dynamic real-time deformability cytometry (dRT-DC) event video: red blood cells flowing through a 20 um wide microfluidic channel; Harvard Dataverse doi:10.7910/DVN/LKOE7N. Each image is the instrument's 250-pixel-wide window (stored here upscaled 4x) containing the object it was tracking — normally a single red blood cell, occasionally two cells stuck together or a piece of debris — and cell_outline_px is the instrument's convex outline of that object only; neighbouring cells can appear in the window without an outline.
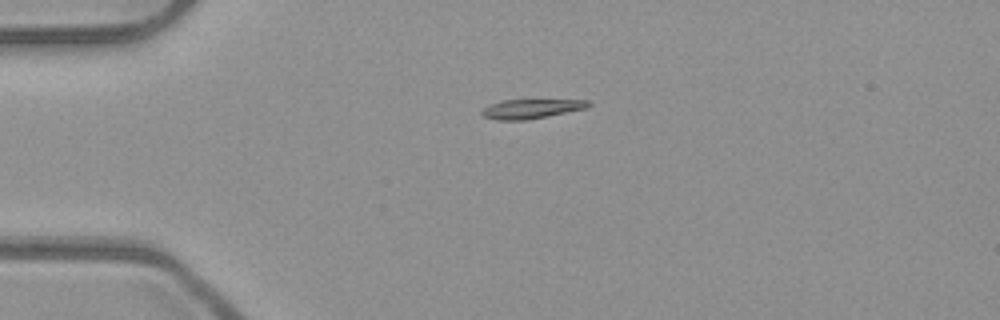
{"species": "common noctule bat (a hibernating species)", "species_latin": "Nyctalus noctula", "temperature_condition": "room temperature", "stored_images_in_passage": 2, "camera_frame_rate_fps": 3000, "um_per_image_px": 0.085, "animal": {"sex": "male", "body_mass_g": 23.1, "forearm_length_mm": 52.7}, "frame": {"image": 1, "passage_image": 1, "time_ms": 0.0, "image_size_px": [1000, 320], "cell_outline_px": [[592, 104], [588, 108], [548, 116], [524, 120], [500, 120], [484, 116], [480, 112], [484, 108], [492, 104], [504, 100], [588, 100]], "centroid_in_image_um": [45.21, 9.24], "position_along_channel_um": 39.8, "area_um2": 11.85}}